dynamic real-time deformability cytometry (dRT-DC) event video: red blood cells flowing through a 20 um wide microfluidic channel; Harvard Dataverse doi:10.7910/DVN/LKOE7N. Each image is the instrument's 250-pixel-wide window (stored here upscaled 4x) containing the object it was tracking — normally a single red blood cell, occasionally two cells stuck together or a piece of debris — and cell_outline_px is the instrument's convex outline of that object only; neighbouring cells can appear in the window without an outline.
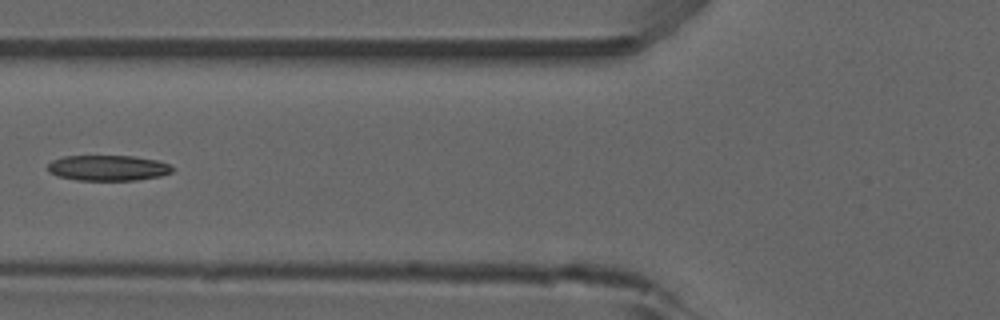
{"species": "common noctule bat (a hibernating species)", "species_latin": "Nyctalus noctula", "temperature_condition": "room temperature", "stored_images_in_passage": 5, "camera_frame_rate_fps": 3000, "um_per_image_px": 0.085, "animal": {"sex": "male", "forearm_length_mm": 52.5}, "frame": {"image": 1, "passage_image": 4, "time_ms": 3.333, "image_size_px": [1000, 320], "cell_outline_px": [[176, 168], [172, 172], [160, 176], [136, 180], [76, 180], [56, 176], [48, 172], [48, 164], [52, 160], [64, 156], [132, 156], [160, 160]], "centroid_in_image_um": [9.19, 14.27], "position_along_channel_um": 116.6, "area_um2": 18.73}}
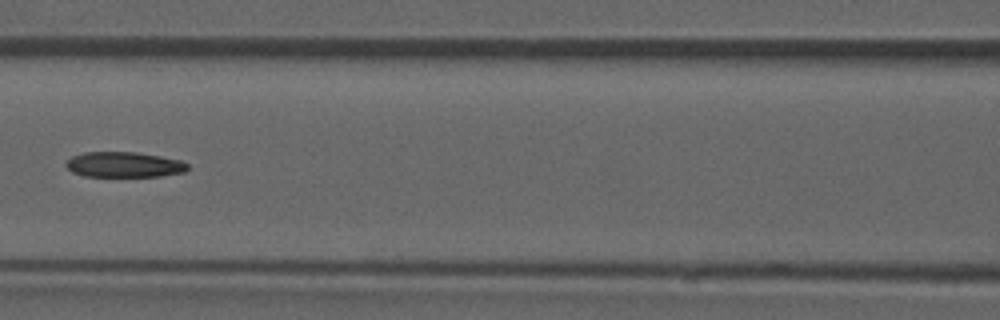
{"frame": {"image": 2, "passage_image": 5, "time_ms": 4.333, "image_size_px": [1000, 320], "cell_outline_px": [[188, 168], [184, 172], [160, 176], [84, 176], [72, 172], [64, 164], [72, 156], [84, 152], [136, 152], [160, 156], [180, 160], [188, 164]], "centroid_in_image_um": [10.53, 13.99], "position_along_channel_um": 156.1, "area_um2": 17.92}}